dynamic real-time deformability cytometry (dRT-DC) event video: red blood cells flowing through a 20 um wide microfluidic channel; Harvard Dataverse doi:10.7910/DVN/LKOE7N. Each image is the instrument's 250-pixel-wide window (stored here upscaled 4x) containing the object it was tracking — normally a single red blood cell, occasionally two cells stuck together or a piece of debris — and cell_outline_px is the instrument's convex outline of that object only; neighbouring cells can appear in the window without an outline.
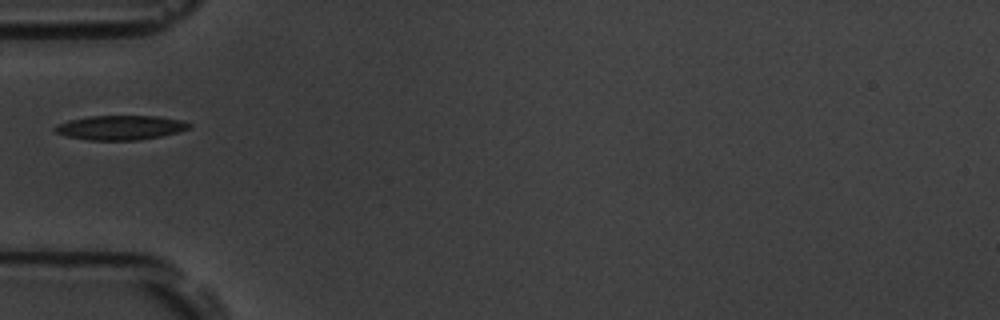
{"species": "common noctule bat (a hibernating species)", "species_latin": "Nyctalus noctula", "temperature_condition": "room temperature", "stored_images_in_passage": 39, "camera_frame_rate_fps": 3000, "um_per_image_px": 0.085, "animal": {"sex": "male", "body_mass_g": 19.5, "forearm_length_mm": 54.6}, "frame": {"image": 1, "passage_image": 1, "time_ms": 0.0, "image_size_px": [1000, 320], "cell_outline_px": [[192, 128], [160, 136], [136, 140], [88, 140], [68, 136], [56, 132], [52, 128], [56, 124], [68, 120], [88, 116], [160, 116], [184, 120], [192, 124]], "centroid_in_image_um": [10.25, 10.83], "position_along_channel_um": 74.8, "area_um2": 19.19}}
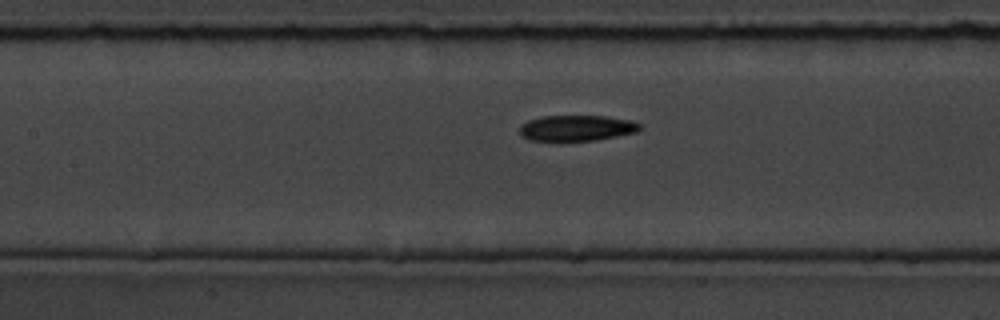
{"frame": {"image": 2, "passage_image": 8, "time_ms": 2.333, "image_size_px": [1000, 320], "cell_outline_px": [[640, 128], [636, 132], [596, 140], [528, 140], [520, 132], [520, 124], [528, 120], [544, 116], [604, 116], [632, 120], [640, 124]], "centroid_in_image_um": [49.02, 10.87], "position_along_channel_um": 158.4, "area_um2": 17.8}}
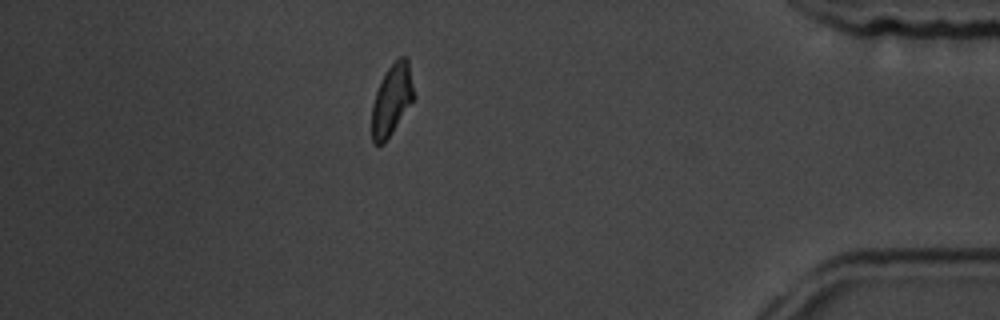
{"frame": {"image": 3, "passage_image": 32, "time_ms": 10.333, "image_size_px": [1000, 320], "cell_outline_px": [[416, 96], [384, 144], [372, 144], [372, 104], [380, 80], [388, 68], [400, 56], [404, 56], [408, 60]], "centroid_in_image_um": [33.31, 8.48], "position_along_channel_um": 401.9, "area_um2": 17.46}}